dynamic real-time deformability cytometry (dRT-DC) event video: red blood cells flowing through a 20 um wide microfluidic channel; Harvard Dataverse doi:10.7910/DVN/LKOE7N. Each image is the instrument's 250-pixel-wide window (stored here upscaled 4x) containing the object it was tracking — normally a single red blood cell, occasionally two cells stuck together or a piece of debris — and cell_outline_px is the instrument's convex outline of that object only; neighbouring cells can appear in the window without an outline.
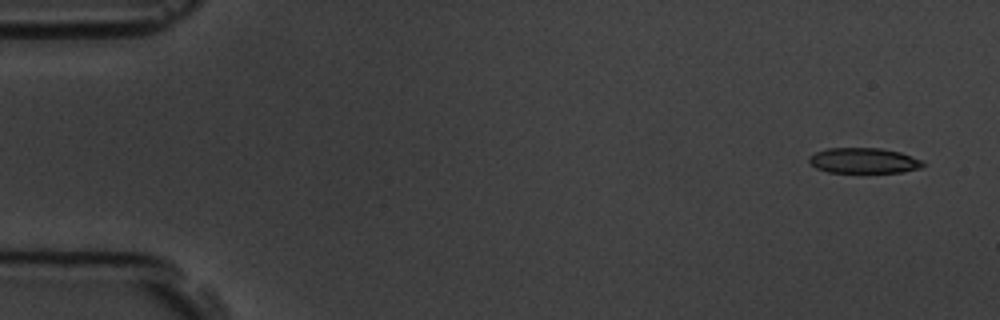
{"species": "common noctule bat (a hibernating species)", "species_latin": "Nyctalus noctula", "temperature_condition": "room temperature", "stored_images_in_passage": 6, "camera_frame_rate_fps": 3000, "um_per_image_px": 0.085, "animal": {"sex": "male", "body_mass_g": 19.5, "forearm_length_mm": 54.6}, "frame": {"image": 1, "passage_image": 1, "time_ms": 0.0, "image_size_px": [1000, 320], "cell_outline_px": [[924, 164], [920, 168], [900, 172], [828, 172], [816, 168], [808, 160], [808, 156], [816, 152], [828, 148], [880, 148], [900, 152], [924, 160]], "centroid_in_image_um": [73.42, 13.64], "position_along_channel_um": 11.6, "area_um2": 16.82}}
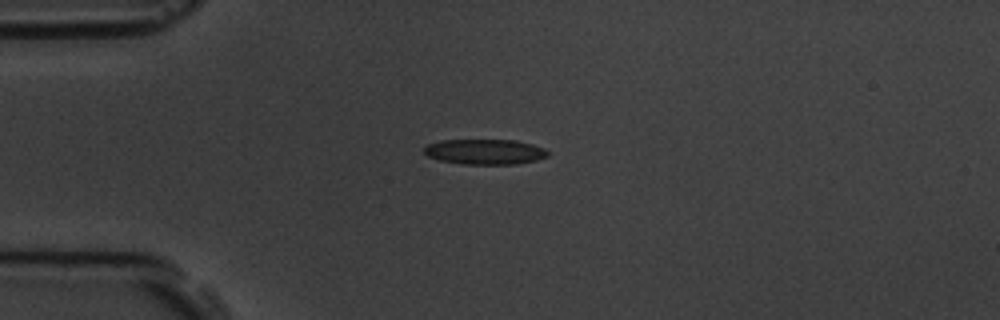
{"frame": {"image": 2, "passage_image": 4, "time_ms": 3.667, "image_size_px": [1000, 320], "cell_outline_px": [[548, 156], [536, 160], [516, 164], [460, 164], [440, 160], [428, 156], [424, 152], [424, 148], [428, 144], [440, 140], [516, 140], [532, 144], [544, 148], [548, 152]], "centroid_in_image_um": [41.22, 12.9], "position_along_channel_um": 43.8, "area_um2": 18.21}}
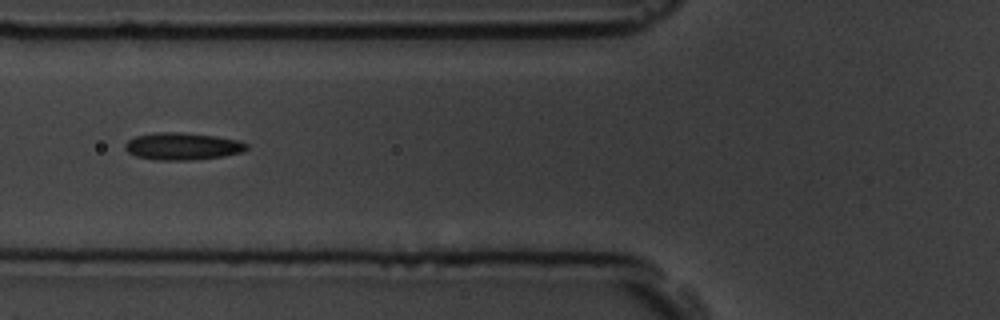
{"frame": {"image": 3, "passage_image": 6, "time_ms": 6.0, "image_size_px": [1000, 320], "cell_outline_px": [[248, 148], [244, 152], [224, 156], [192, 160], [156, 160], [136, 156], [128, 152], [124, 148], [124, 144], [128, 140], [136, 136], [160, 132], [180, 132], [216, 136], [240, 140], [248, 144]], "centroid_in_image_um": [15.54, 12.44], "position_along_channel_um": 110.3, "area_um2": 19.42}}